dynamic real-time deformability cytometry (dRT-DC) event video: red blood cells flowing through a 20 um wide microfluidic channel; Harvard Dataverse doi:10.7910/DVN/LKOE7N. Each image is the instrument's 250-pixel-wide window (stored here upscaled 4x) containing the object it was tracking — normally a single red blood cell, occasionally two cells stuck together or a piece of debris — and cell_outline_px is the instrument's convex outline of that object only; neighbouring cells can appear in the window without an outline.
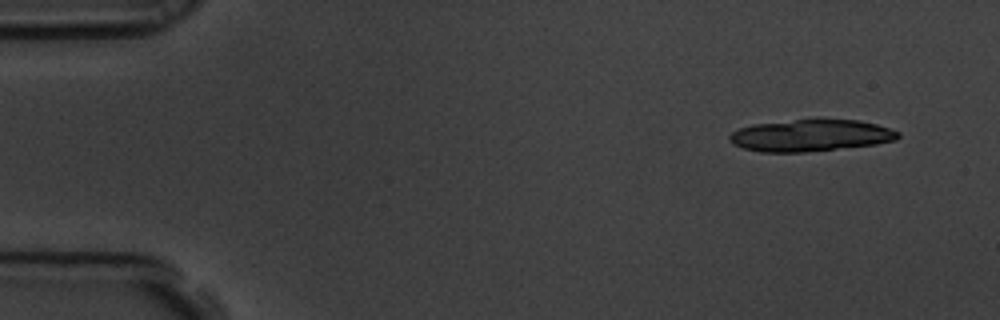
{"species": "common noctule bat (a hibernating species)", "species_latin": "Nyctalus noctula", "temperature_condition": "room temperature", "stored_images_in_passage": 4, "camera_frame_rate_fps": 3000, "um_per_image_px": 0.085, "animal": {"sex": "male", "body_mass_g": 19.5, "forearm_length_mm": 54.6}, "frame": {"image": 1, "passage_image": 1, "time_ms": 0.0, "image_size_px": [1000, 320], "cell_outline_px": [[900, 136], [896, 140], [876, 144], [804, 152], [760, 152], [744, 148], [732, 144], [728, 140], [728, 136], [732, 132], [740, 128], [756, 124], [796, 120], [860, 120], [876, 124], [900, 132]], "centroid_in_image_um": [68.9, 11.52], "position_along_channel_um": 16.1, "area_um2": 30.92}}